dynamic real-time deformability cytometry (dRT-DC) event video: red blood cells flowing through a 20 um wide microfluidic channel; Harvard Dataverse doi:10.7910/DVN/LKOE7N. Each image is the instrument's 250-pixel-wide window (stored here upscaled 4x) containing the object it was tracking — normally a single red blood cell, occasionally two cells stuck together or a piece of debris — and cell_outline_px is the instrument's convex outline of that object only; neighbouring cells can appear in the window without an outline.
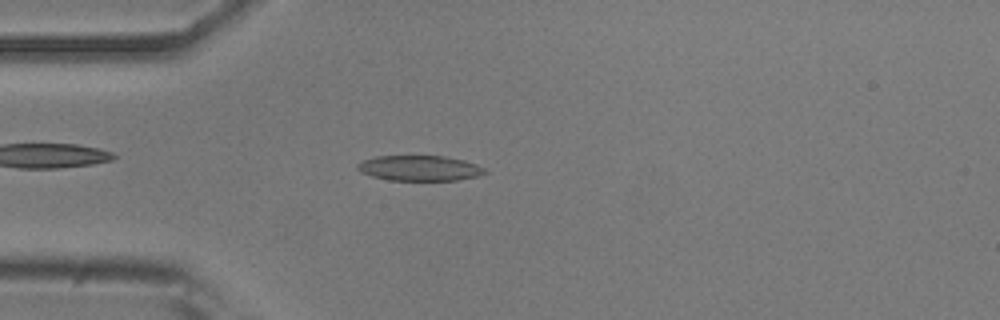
{"species": "common noctule bat (a hibernating species)", "species_latin": "Nyctalus noctula", "temperature_condition": "room temperature", "stored_images_in_passage": 45, "camera_frame_rate_fps": 3000, "um_per_image_px": 0.085, "animal": {"sex": "male", "body_mass_g": 20.5, "forearm_length_mm": 52.5}, "frame": {"image": 1, "passage_image": 6, "time_ms": 1.667, "image_size_px": [1000, 320], "cell_outline_px": [[488, 172], [476, 176], [456, 180], [388, 180], [372, 176], [360, 172], [356, 168], [356, 164], [364, 160], [376, 156], [444, 156], [464, 160], [476, 164], [484, 168]], "centroid_in_image_um": [35.64, 14.29], "position_along_channel_um": 49.4, "area_um2": 18.73}}
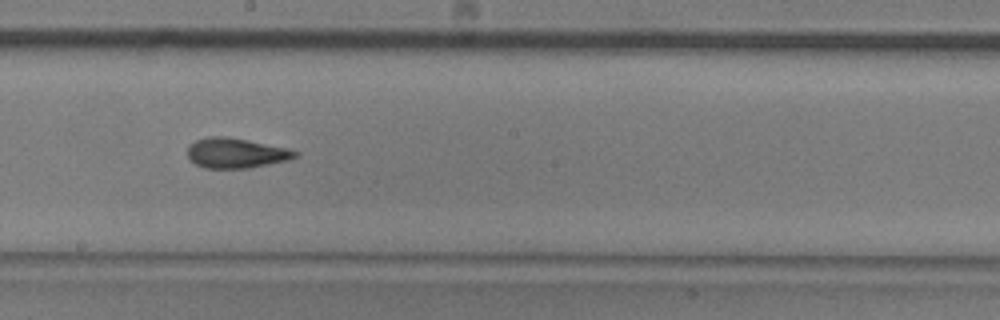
{"frame": {"image": 2, "passage_image": 21, "time_ms": 6.667, "image_size_px": [1000, 320], "cell_outline_px": [[300, 152], [296, 156], [288, 160], [248, 168], [204, 168], [188, 160], [188, 144], [196, 140], [212, 136], [224, 136], [248, 140], [288, 148]], "centroid_in_image_um": [20.03, 13.01], "position_along_channel_um": 228.2, "area_um2": 18.84}}
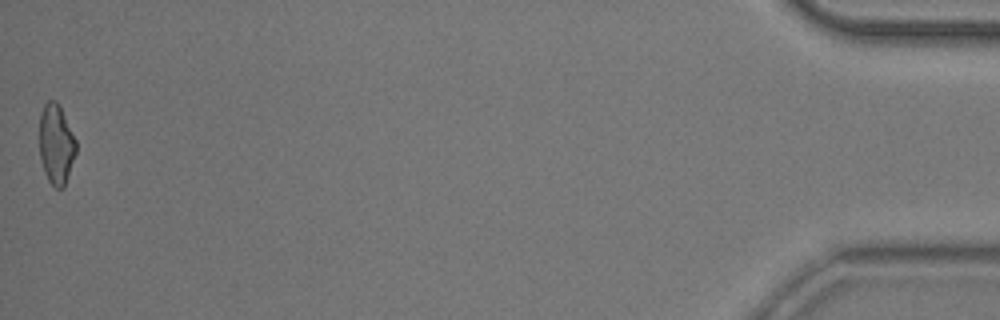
{"frame": {"image": 3, "passage_image": 45, "time_ms": 14.667, "image_size_px": [1000, 320], "cell_outline_px": [[76, 152], [64, 188], [56, 188], [48, 180], [44, 172], [40, 160], [40, 112], [44, 104], [48, 100], [56, 100], [76, 140]], "centroid_in_image_um": [4.76, 12.27], "position_along_channel_um": 430.4, "area_um2": 16.94}, "authors_computed_cell_mechanics": {"area_um2": 18.2648, "velocity_mm_per_s": 3.7556, "shape_relaxation_time_tau1_ms": 9.5839, "shape_relaxation_time_tau2_ms": 2.2694, "deformation_change_tau1": 0.2296, "deformation_change_tau2": 0.0933}}